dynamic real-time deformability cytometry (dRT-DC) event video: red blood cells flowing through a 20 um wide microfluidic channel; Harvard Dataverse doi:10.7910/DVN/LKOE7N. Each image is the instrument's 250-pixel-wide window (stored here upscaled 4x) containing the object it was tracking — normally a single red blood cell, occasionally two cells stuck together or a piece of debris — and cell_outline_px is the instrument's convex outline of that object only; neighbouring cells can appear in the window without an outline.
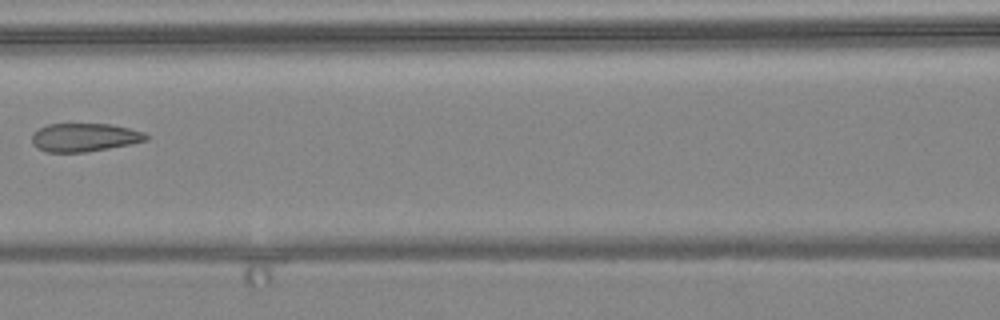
{"species": "common noctule bat (a hibernating species)", "species_latin": "Nyctalus noctula", "temperature_condition": "warm", "stored_images_in_passage": 4, "camera_frame_rate_fps": 3000, "um_per_image_px": 0.085, "animal": {"sex": "female", "body_mass_g": 24.6, "forearm_length_mm": 56.2}, "frame": {"image": 1, "passage_image": 4, "time_ms": 3.667, "image_size_px": [1000, 320], "cell_outline_px": [[148, 140], [88, 152], [48, 152], [36, 148], [32, 144], [32, 136], [40, 128], [48, 124], [108, 124], [128, 128], [144, 132], [148, 136]], "centroid_in_image_um": [7.16, 11.68], "position_along_channel_um": 159.4, "area_um2": 18.67}}